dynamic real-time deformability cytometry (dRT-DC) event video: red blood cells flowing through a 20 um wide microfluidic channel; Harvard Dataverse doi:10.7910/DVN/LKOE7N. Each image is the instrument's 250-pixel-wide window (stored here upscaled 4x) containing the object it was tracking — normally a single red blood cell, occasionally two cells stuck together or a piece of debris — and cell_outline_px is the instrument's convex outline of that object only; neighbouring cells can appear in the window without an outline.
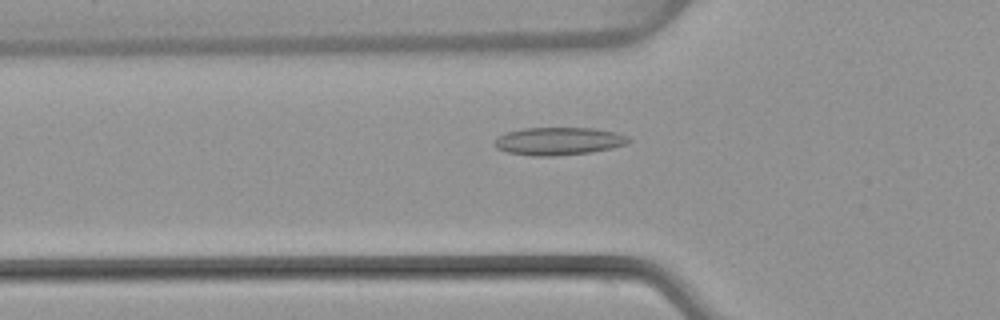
{"species": "common noctule bat (a hibernating species)", "species_latin": "Nyctalus noctula", "temperature_condition": "warm", "stored_images_in_passage": 48, "camera_frame_rate_fps": 3000, "um_per_image_px": 0.085, "animal": {"sex": "female", "body_mass_g": 22.7, "forearm_length_mm": 54.2}, "frame": {"image": 1, "passage_image": 17, "time_ms": 5.333, "image_size_px": [1000, 320], "cell_outline_px": [[632, 140], [624, 144], [612, 148], [592, 152], [552, 156], [532, 156], [508, 152], [496, 148], [492, 144], [496, 136], [508, 132], [524, 128], [596, 128], [616, 132], [628, 136]], "centroid_in_image_um": [47.46, 11.99], "position_along_channel_um": 78.3, "area_um2": 21.85}}
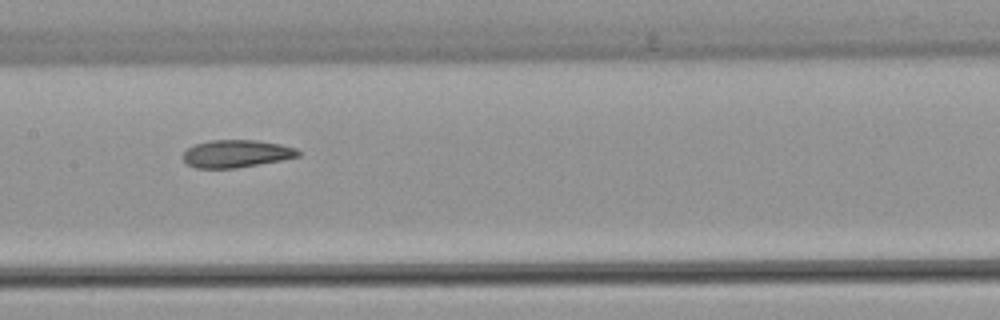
{"frame": {"image": 2, "passage_image": 25, "time_ms": 8.0, "image_size_px": [1000, 320], "cell_outline_px": [[300, 156], [280, 160], [236, 168], [196, 168], [188, 164], [180, 156], [188, 148], [196, 144], [212, 140], [256, 140], [280, 144], [296, 148], [300, 152]], "centroid_in_image_um": [20.07, 13.06], "position_along_channel_um": 187.3, "area_um2": 18.38}}
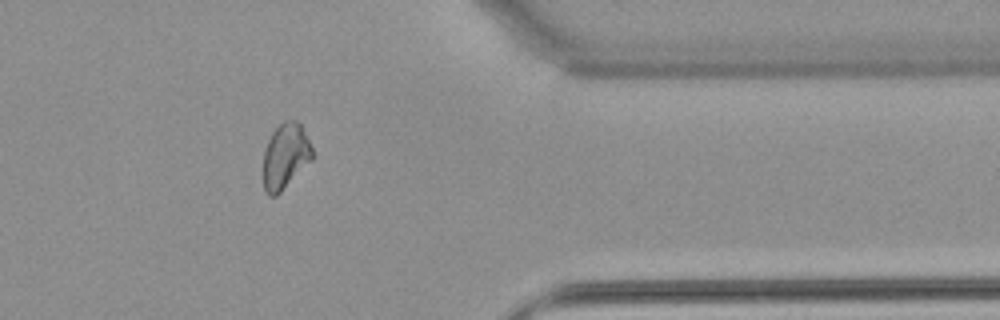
{"frame": {"image": 3, "passage_image": 41, "time_ms": 13.333, "image_size_px": [1000, 320], "cell_outline_px": [[312, 160], [276, 196], [268, 196], [264, 188], [264, 152], [268, 140], [272, 132], [284, 120], [296, 120], [300, 124], [312, 148]], "centroid_in_image_um": [24.25, 13.27], "position_along_channel_um": 387.2, "area_um2": 18.38}, "authors_computed_cell_mechanics": {"area_um2": 19.652, "velocity_mm_per_s": 4.0638, "shape_relaxation_time_tau1_ms": null, "shape_relaxation_time_tau2_ms": 3.7052, "deformation_change_tau1": null, "deformation_change_tau2": 0.0989}}